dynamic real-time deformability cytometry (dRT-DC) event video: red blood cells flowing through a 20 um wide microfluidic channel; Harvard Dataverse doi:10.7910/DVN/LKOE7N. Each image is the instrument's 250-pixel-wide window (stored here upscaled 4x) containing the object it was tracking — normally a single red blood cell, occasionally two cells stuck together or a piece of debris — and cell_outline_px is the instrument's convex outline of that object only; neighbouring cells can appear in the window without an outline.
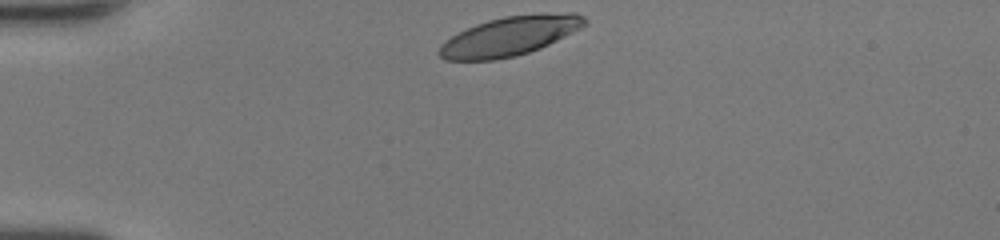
{"species": "human", "species_latin": "Homo sapiens", "temperature_condition": "room temperature", "stored_images_in_passage": 29, "camera_frame_rate_fps": 3000, "um_per_image_px": 0.085, "donor": {"sex": "female"}, "frame": {"image": 1, "passage_image": 1, "time_ms": 0.0, "image_size_px": [1000, 240], "cell_outline_px": [[588, 24], [540, 48], [516, 56], [496, 60], [444, 60], [436, 52], [440, 44], [444, 40], [476, 24], [488, 20], [504, 16], [540, 12], [576, 12], [584, 16], [588, 20]], "centroid_in_image_um": [43.34, 3.05], "position_along_channel_um": 41.7, "area_um2": 33.58}}
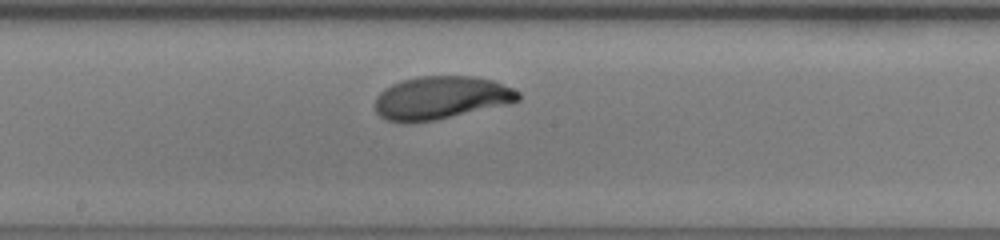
{"frame": {"image": 2, "passage_image": 16, "time_ms": 5.0, "image_size_px": [1000, 240], "cell_outline_px": [[520, 100], [508, 104], [436, 120], [412, 124], [404, 124], [384, 120], [376, 112], [376, 96], [384, 88], [392, 84], [404, 80], [420, 76], [476, 76], [492, 80], [512, 88], [520, 92]], "centroid_in_image_um": [37.46, 8.33], "position_along_channel_um": 210.7, "area_um2": 36.24}}
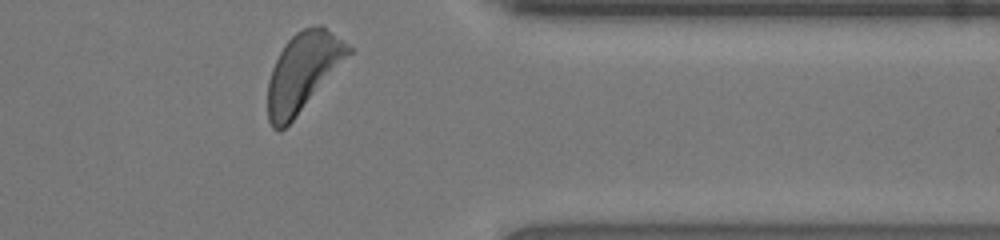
{"frame": {"image": 3, "passage_image": 29, "time_ms": 9.333, "image_size_px": [1000, 240], "cell_outline_px": [[352, 52], [296, 116], [280, 132], [272, 128], [268, 120], [268, 80], [272, 68], [284, 44], [296, 32], [304, 28], [316, 24], [320, 24], [348, 44], [352, 48]], "centroid_in_image_um": [25.72, 6.1], "position_along_channel_um": 385.7, "area_um2": 36.24}, "authors_computed_cell_mechanics": {"area_um2": 35.4892, "velocity_mm_per_s": 4.2308, "shape_relaxation_time_tau1_ms": 2.4384, "shape_relaxation_time_tau2_ms": null, "deformation_change_tau1": 0.1501, "deformation_change_tau2": null}}